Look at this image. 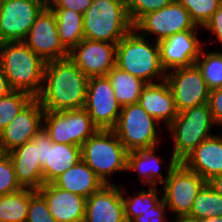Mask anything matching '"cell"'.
I'll return each mask as SVG.
<instances>
[{
	"label": "cell",
	"instance_id": "1",
	"mask_svg": "<svg viewBox=\"0 0 222 222\" xmlns=\"http://www.w3.org/2000/svg\"><path fill=\"white\" fill-rule=\"evenodd\" d=\"M89 78L67 57L45 63L36 99L47 111L83 109Z\"/></svg>",
	"mask_w": 222,
	"mask_h": 222
},
{
	"label": "cell",
	"instance_id": "2",
	"mask_svg": "<svg viewBox=\"0 0 222 222\" xmlns=\"http://www.w3.org/2000/svg\"><path fill=\"white\" fill-rule=\"evenodd\" d=\"M0 63L12 90L40 94L46 62L23 41L1 42Z\"/></svg>",
	"mask_w": 222,
	"mask_h": 222
},
{
	"label": "cell",
	"instance_id": "3",
	"mask_svg": "<svg viewBox=\"0 0 222 222\" xmlns=\"http://www.w3.org/2000/svg\"><path fill=\"white\" fill-rule=\"evenodd\" d=\"M116 66L147 84L161 82L166 77L158 43L140 35L134 28L117 43Z\"/></svg>",
	"mask_w": 222,
	"mask_h": 222
},
{
	"label": "cell",
	"instance_id": "4",
	"mask_svg": "<svg viewBox=\"0 0 222 222\" xmlns=\"http://www.w3.org/2000/svg\"><path fill=\"white\" fill-rule=\"evenodd\" d=\"M133 29L125 0H93L83 14L84 38L118 43Z\"/></svg>",
	"mask_w": 222,
	"mask_h": 222
},
{
	"label": "cell",
	"instance_id": "5",
	"mask_svg": "<svg viewBox=\"0 0 222 222\" xmlns=\"http://www.w3.org/2000/svg\"><path fill=\"white\" fill-rule=\"evenodd\" d=\"M127 154L113 130L98 129L81 146L82 160L104 184H113L110 177L127 171Z\"/></svg>",
	"mask_w": 222,
	"mask_h": 222
},
{
	"label": "cell",
	"instance_id": "6",
	"mask_svg": "<svg viewBox=\"0 0 222 222\" xmlns=\"http://www.w3.org/2000/svg\"><path fill=\"white\" fill-rule=\"evenodd\" d=\"M215 125L208 102L179 112L167 127L174 142L171 155L182 162L200 143L214 135L211 129Z\"/></svg>",
	"mask_w": 222,
	"mask_h": 222
},
{
	"label": "cell",
	"instance_id": "7",
	"mask_svg": "<svg viewBox=\"0 0 222 222\" xmlns=\"http://www.w3.org/2000/svg\"><path fill=\"white\" fill-rule=\"evenodd\" d=\"M160 123L150 116L139 103L122 106L118 121L112 129L125 149L130 152L158 147Z\"/></svg>",
	"mask_w": 222,
	"mask_h": 222
},
{
	"label": "cell",
	"instance_id": "8",
	"mask_svg": "<svg viewBox=\"0 0 222 222\" xmlns=\"http://www.w3.org/2000/svg\"><path fill=\"white\" fill-rule=\"evenodd\" d=\"M43 128L54 143L80 147L98 130L84 108L44 110Z\"/></svg>",
	"mask_w": 222,
	"mask_h": 222
},
{
	"label": "cell",
	"instance_id": "9",
	"mask_svg": "<svg viewBox=\"0 0 222 222\" xmlns=\"http://www.w3.org/2000/svg\"><path fill=\"white\" fill-rule=\"evenodd\" d=\"M207 181L198 173L179 162L161 185L163 200L172 215H188L198 192Z\"/></svg>",
	"mask_w": 222,
	"mask_h": 222
},
{
	"label": "cell",
	"instance_id": "10",
	"mask_svg": "<svg viewBox=\"0 0 222 222\" xmlns=\"http://www.w3.org/2000/svg\"><path fill=\"white\" fill-rule=\"evenodd\" d=\"M133 28L146 38L156 35L154 41L158 42L173 34L186 30H199L201 27L195 24L183 5L174 0L166 7L143 15Z\"/></svg>",
	"mask_w": 222,
	"mask_h": 222
},
{
	"label": "cell",
	"instance_id": "11",
	"mask_svg": "<svg viewBox=\"0 0 222 222\" xmlns=\"http://www.w3.org/2000/svg\"><path fill=\"white\" fill-rule=\"evenodd\" d=\"M48 1L3 0L0 13V43L23 41Z\"/></svg>",
	"mask_w": 222,
	"mask_h": 222
},
{
	"label": "cell",
	"instance_id": "12",
	"mask_svg": "<svg viewBox=\"0 0 222 222\" xmlns=\"http://www.w3.org/2000/svg\"><path fill=\"white\" fill-rule=\"evenodd\" d=\"M121 108L107 76L89 78L84 109L98 129L112 130Z\"/></svg>",
	"mask_w": 222,
	"mask_h": 222
},
{
	"label": "cell",
	"instance_id": "13",
	"mask_svg": "<svg viewBox=\"0 0 222 222\" xmlns=\"http://www.w3.org/2000/svg\"><path fill=\"white\" fill-rule=\"evenodd\" d=\"M165 81L172 91L178 113L208 102L210 90L196 65L166 72Z\"/></svg>",
	"mask_w": 222,
	"mask_h": 222
},
{
	"label": "cell",
	"instance_id": "14",
	"mask_svg": "<svg viewBox=\"0 0 222 222\" xmlns=\"http://www.w3.org/2000/svg\"><path fill=\"white\" fill-rule=\"evenodd\" d=\"M23 42L45 62L68 57L59 40L56 16L48 6L36 17Z\"/></svg>",
	"mask_w": 222,
	"mask_h": 222
},
{
	"label": "cell",
	"instance_id": "15",
	"mask_svg": "<svg viewBox=\"0 0 222 222\" xmlns=\"http://www.w3.org/2000/svg\"><path fill=\"white\" fill-rule=\"evenodd\" d=\"M117 43L81 40L68 52V58L88 77L106 76L116 65Z\"/></svg>",
	"mask_w": 222,
	"mask_h": 222
},
{
	"label": "cell",
	"instance_id": "16",
	"mask_svg": "<svg viewBox=\"0 0 222 222\" xmlns=\"http://www.w3.org/2000/svg\"><path fill=\"white\" fill-rule=\"evenodd\" d=\"M198 30H186L158 41L160 62L165 72L195 65L205 49Z\"/></svg>",
	"mask_w": 222,
	"mask_h": 222
},
{
	"label": "cell",
	"instance_id": "17",
	"mask_svg": "<svg viewBox=\"0 0 222 222\" xmlns=\"http://www.w3.org/2000/svg\"><path fill=\"white\" fill-rule=\"evenodd\" d=\"M44 109L34 98L0 132V145L3 153L31 141L43 127Z\"/></svg>",
	"mask_w": 222,
	"mask_h": 222
},
{
	"label": "cell",
	"instance_id": "18",
	"mask_svg": "<svg viewBox=\"0 0 222 222\" xmlns=\"http://www.w3.org/2000/svg\"><path fill=\"white\" fill-rule=\"evenodd\" d=\"M84 222H127L120 185L105 184L87 198Z\"/></svg>",
	"mask_w": 222,
	"mask_h": 222
},
{
	"label": "cell",
	"instance_id": "19",
	"mask_svg": "<svg viewBox=\"0 0 222 222\" xmlns=\"http://www.w3.org/2000/svg\"><path fill=\"white\" fill-rule=\"evenodd\" d=\"M56 222H84L86 198L45 183L37 190Z\"/></svg>",
	"mask_w": 222,
	"mask_h": 222
},
{
	"label": "cell",
	"instance_id": "20",
	"mask_svg": "<svg viewBox=\"0 0 222 222\" xmlns=\"http://www.w3.org/2000/svg\"><path fill=\"white\" fill-rule=\"evenodd\" d=\"M138 103L166 128L178 115L172 91L165 80L147 84L141 92Z\"/></svg>",
	"mask_w": 222,
	"mask_h": 222
},
{
	"label": "cell",
	"instance_id": "21",
	"mask_svg": "<svg viewBox=\"0 0 222 222\" xmlns=\"http://www.w3.org/2000/svg\"><path fill=\"white\" fill-rule=\"evenodd\" d=\"M182 163L206 181L222 174V132L200 143Z\"/></svg>",
	"mask_w": 222,
	"mask_h": 222
},
{
	"label": "cell",
	"instance_id": "22",
	"mask_svg": "<svg viewBox=\"0 0 222 222\" xmlns=\"http://www.w3.org/2000/svg\"><path fill=\"white\" fill-rule=\"evenodd\" d=\"M13 163L16 180L22 188L38 190L43 185V171L33 140L7 153Z\"/></svg>",
	"mask_w": 222,
	"mask_h": 222
},
{
	"label": "cell",
	"instance_id": "23",
	"mask_svg": "<svg viewBox=\"0 0 222 222\" xmlns=\"http://www.w3.org/2000/svg\"><path fill=\"white\" fill-rule=\"evenodd\" d=\"M157 147L130 151L127 154V172H137L142 184L148 186L162 185L169 177L172 169L179 163L172 155L167 165V175L163 177L160 170L162 159L155 154Z\"/></svg>",
	"mask_w": 222,
	"mask_h": 222
},
{
	"label": "cell",
	"instance_id": "24",
	"mask_svg": "<svg viewBox=\"0 0 222 222\" xmlns=\"http://www.w3.org/2000/svg\"><path fill=\"white\" fill-rule=\"evenodd\" d=\"M52 184L86 199L105 185L83 160L62 173Z\"/></svg>",
	"mask_w": 222,
	"mask_h": 222
},
{
	"label": "cell",
	"instance_id": "25",
	"mask_svg": "<svg viewBox=\"0 0 222 222\" xmlns=\"http://www.w3.org/2000/svg\"><path fill=\"white\" fill-rule=\"evenodd\" d=\"M80 160H82L80 146L54 142L48 145L47 160L42 167L43 184L52 183Z\"/></svg>",
	"mask_w": 222,
	"mask_h": 222
},
{
	"label": "cell",
	"instance_id": "26",
	"mask_svg": "<svg viewBox=\"0 0 222 222\" xmlns=\"http://www.w3.org/2000/svg\"><path fill=\"white\" fill-rule=\"evenodd\" d=\"M106 76L109 78L117 102L121 106L138 103L141 92L147 85L143 80L134 77L116 65Z\"/></svg>",
	"mask_w": 222,
	"mask_h": 222
},
{
	"label": "cell",
	"instance_id": "27",
	"mask_svg": "<svg viewBox=\"0 0 222 222\" xmlns=\"http://www.w3.org/2000/svg\"><path fill=\"white\" fill-rule=\"evenodd\" d=\"M56 16L59 40L69 52L84 39L83 15L71 9H51Z\"/></svg>",
	"mask_w": 222,
	"mask_h": 222
},
{
	"label": "cell",
	"instance_id": "28",
	"mask_svg": "<svg viewBox=\"0 0 222 222\" xmlns=\"http://www.w3.org/2000/svg\"><path fill=\"white\" fill-rule=\"evenodd\" d=\"M29 209V188H22L0 197L1 222H26Z\"/></svg>",
	"mask_w": 222,
	"mask_h": 222
},
{
	"label": "cell",
	"instance_id": "29",
	"mask_svg": "<svg viewBox=\"0 0 222 222\" xmlns=\"http://www.w3.org/2000/svg\"><path fill=\"white\" fill-rule=\"evenodd\" d=\"M148 190H141L135 196H128L124 188L121 187L124 203L125 218L127 222H131L137 216L143 215L150 208L156 207L162 200L160 191L157 186H149ZM126 194V196H125ZM159 196V197H158Z\"/></svg>",
	"mask_w": 222,
	"mask_h": 222
},
{
	"label": "cell",
	"instance_id": "30",
	"mask_svg": "<svg viewBox=\"0 0 222 222\" xmlns=\"http://www.w3.org/2000/svg\"><path fill=\"white\" fill-rule=\"evenodd\" d=\"M222 50L212 52L210 49L206 53L202 49L195 65L207 83L209 90L219 89L222 86Z\"/></svg>",
	"mask_w": 222,
	"mask_h": 222
},
{
	"label": "cell",
	"instance_id": "31",
	"mask_svg": "<svg viewBox=\"0 0 222 222\" xmlns=\"http://www.w3.org/2000/svg\"><path fill=\"white\" fill-rule=\"evenodd\" d=\"M188 215L196 219L222 216V196L206 184L198 192Z\"/></svg>",
	"mask_w": 222,
	"mask_h": 222
},
{
	"label": "cell",
	"instance_id": "32",
	"mask_svg": "<svg viewBox=\"0 0 222 222\" xmlns=\"http://www.w3.org/2000/svg\"><path fill=\"white\" fill-rule=\"evenodd\" d=\"M34 98L22 91L13 90L0 98V132L28 105Z\"/></svg>",
	"mask_w": 222,
	"mask_h": 222
},
{
	"label": "cell",
	"instance_id": "33",
	"mask_svg": "<svg viewBox=\"0 0 222 222\" xmlns=\"http://www.w3.org/2000/svg\"><path fill=\"white\" fill-rule=\"evenodd\" d=\"M189 12L197 26L203 27L221 5L222 0H177Z\"/></svg>",
	"mask_w": 222,
	"mask_h": 222
},
{
	"label": "cell",
	"instance_id": "34",
	"mask_svg": "<svg viewBox=\"0 0 222 222\" xmlns=\"http://www.w3.org/2000/svg\"><path fill=\"white\" fill-rule=\"evenodd\" d=\"M174 0H125L126 10L134 25L146 13L159 10Z\"/></svg>",
	"mask_w": 222,
	"mask_h": 222
},
{
	"label": "cell",
	"instance_id": "35",
	"mask_svg": "<svg viewBox=\"0 0 222 222\" xmlns=\"http://www.w3.org/2000/svg\"><path fill=\"white\" fill-rule=\"evenodd\" d=\"M26 222H56L47 208L46 200L37 190L29 189V209Z\"/></svg>",
	"mask_w": 222,
	"mask_h": 222
},
{
	"label": "cell",
	"instance_id": "36",
	"mask_svg": "<svg viewBox=\"0 0 222 222\" xmlns=\"http://www.w3.org/2000/svg\"><path fill=\"white\" fill-rule=\"evenodd\" d=\"M22 189L16 180L13 163L7 153L0 156V197Z\"/></svg>",
	"mask_w": 222,
	"mask_h": 222
},
{
	"label": "cell",
	"instance_id": "37",
	"mask_svg": "<svg viewBox=\"0 0 222 222\" xmlns=\"http://www.w3.org/2000/svg\"><path fill=\"white\" fill-rule=\"evenodd\" d=\"M92 1L93 0H49L47 6L50 9H71L83 15Z\"/></svg>",
	"mask_w": 222,
	"mask_h": 222
},
{
	"label": "cell",
	"instance_id": "38",
	"mask_svg": "<svg viewBox=\"0 0 222 222\" xmlns=\"http://www.w3.org/2000/svg\"><path fill=\"white\" fill-rule=\"evenodd\" d=\"M165 211H168V208L162 200L156 207L150 208L143 215L137 216L131 222H168V218L165 215Z\"/></svg>",
	"mask_w": 222,
	"mask_h": 222
},
{
	"label": "cell",
	"instance_id": "39",
	"mask_svg": "<svg viewBox=\"0 0 222 222\" xmlns=\"http://www.w3.org/2000/svg\"><path fill=\"white\" fill-rule=\"evenodd\" d=\"M208 104L215 124L222 126V89L210 91Z\"/></svg>",
	"mask_w": 222,
	"mask_h": 222
},
{
	"label": "cell",
	"instance_id": "40",
	"mask_svg": "<svg viewBox=\"0 0 222 222\" xmlns=\"http://www.w3.org/2000/svg\"><path fill=\"white\" fill-rule=\"evenodd\" d=\"M32 140L37 143L38 159L43 167L47 160L48 145H52L53 141L43 127Z\"/></svg>",
	"mask_w": 222,
	"mask_h": 222
},
{
	"label": "cell",
	"instance_id": "41",
	"mask_svg": "<svg viewBox=\"0 0 222 222\" xmlns=\"http://www.w3.org/2000/svg\"><path fill=\"white\" fill-rule=\"evenodd\" d=\"M202 28L212 32V36H216L218 43L222 45V3Z\"/></svg>",
	"mask_w": 222,
	"mask_h": 222
},
{
	"label": "cell",
	"instance_id": "42",
	"mask_svg": "<svg viewBox=\"0 0 222 222\" xmlns=\"http://www.w3.org/2000/svg\"><path fill=\"white\" fill-rule=\"evenodd\" d=\"M12 91L13 90L9 85L8 79L6 78L0 63V98L8 95Z\"/></svg>",
	"mask_w": 222,
	"mask_h": 222
},
{
	"label": "cell",
	"instance_id": "43",
	"mask_svg": "<svg viewBox=\"0 0 222 222\" xmlns=\"http://www.w3.org/2000/svg\"><path fill=\"white\" fill-rule=\"evenodd\" d=\"M207 184L211 189L222 196V174L209 179Z\"/></svg>",
	"mask_w": 222,
	"mask_h": 222
},
{
	"label": "cell",
	"instance_id": "44",
	"mask_svg": "<svg viewBox=\"0 0 222 222\" xmlns=\"http://www.w3.org/2000/svg\"><path fill=\"white\" fill-rule=\"evenodd\" d=\"M172 222H198V219L191 217L189 215H174Z\"/></svg>",
	"mask_w": 222,
	"mask_h": 222
},
{
	"label": "cell",
	"instance_id": "45",
	"mask_svg": "<svg viewBox=\"0 0 222 222\" xmlns=\"http://www.w3.org/2000/svg\"><path fill=\"white\" fill-rule=\"evenodd\" d=\"M198 222H222V216L198 219Z\"/></svg>",
	"mask_w": 222,
	"mask_h": 222
},
{
	"label": "cell",
	"instance_id": "46",
	"mask_svg": "<svg viewBox=\"0 0 222 222\" xmlns=\"http://www.w3.org/2000/svg\"><path fill=\"white\" fill-rule=\"evenodd\" d=\"M3 154L4 153H3L2 149H1V145H0V156L3 155Z\"/></svg>",
	"mask_w": 222,
	"mask_h": 222
},
{
	"label": "cell",
	"instance_id": "47",
	"mask_svg": "<svg viewBox=\"0 0 222 222\" xmlns=\"http://www.w3.org/2000/svg\"><path fill=\"white\" fill-rule=\"evenodd\" d=\"M2 2H3V0H0V13H1Z\"/></svg>",
	"mask_w": 222,
	"mask_h": 222
}]
</instances>
